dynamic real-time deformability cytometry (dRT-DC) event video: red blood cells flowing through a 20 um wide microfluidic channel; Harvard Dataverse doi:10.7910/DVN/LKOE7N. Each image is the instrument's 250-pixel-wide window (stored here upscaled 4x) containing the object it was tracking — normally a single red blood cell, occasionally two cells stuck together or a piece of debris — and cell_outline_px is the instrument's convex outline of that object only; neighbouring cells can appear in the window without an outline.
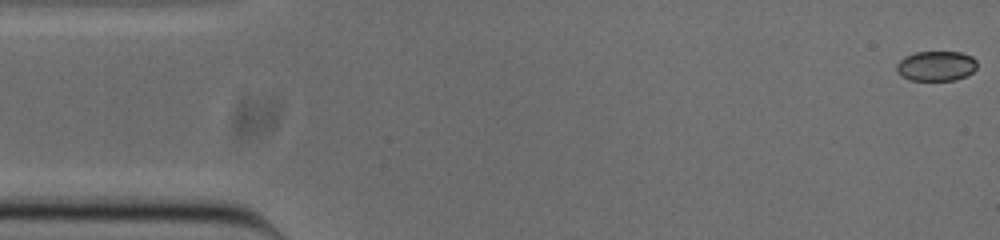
{"species": "common noctule bat (a hibernating species)", "species_latin": "Nyctalus noctula", "temperature_condition": "cold", "stored_images_in_passage": 52, "camera_frame_rate_fps": 3000, "um_per_image_px": 0.085, "animal": {"sex": "male", "body_mass_g": 20.0, "forearm_length_mm": 53.3}, "frame": {"image": 1, "passage_image": 1, "time_ms": 0.0, "image_size_px": [1000, 240], "cell_outline_px": [[976, 68], [972, 72], [956, 80], [912, 80], [896, 72], [896, 64], [904, 56], [916, 52], [960, 52], [972, 56], [976, 60]], "centroid_in_image_um": [79.56, 5.6], "position_along_channel_um": 5.4, "area_um2": 13.99}}
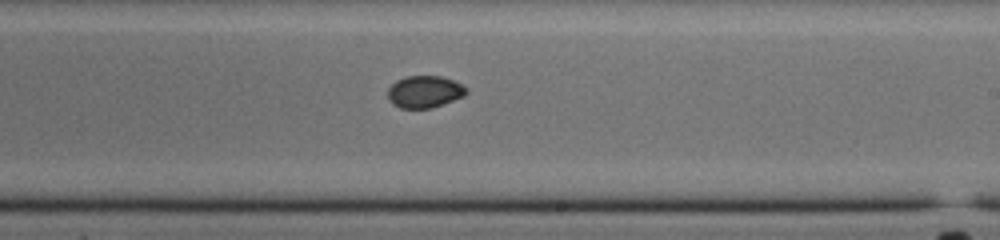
{"frame": {"image": 2, "passage_image": 30, "time_ms": 9.667, "image_size_px": [1000, 240], "cell_outline_px": [[468, 92], [464, 96], [432, 108], [400, 108], [392, 104], [388, 100], [388, 88], [396, 80], [408, 76], [440, 76], [452, 80], [468, 88]], "centroid_in_image_um": [36.08, 7.8], "position_along_channel_um": 252.9, "area_um2": 14.68}}
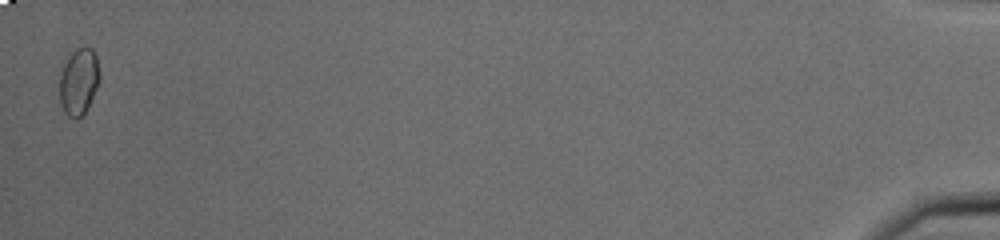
{"frame": {"image": 3, "passage_image": 52, "time_ms": 17.0, "image_size_px": [1000, 240], "cell_outline_px": [[100, 80], [84, 112], [76, 120], [68, 116], [64, 112], [60, 104], [60, 72], [68, 56], [76, 48], [92, 48], [96, 56], [100, 76]], "centroid_in_image_um": [6.68, 6.92], "position_along_channel_um": 428.5, "area_um2": 15.37}}